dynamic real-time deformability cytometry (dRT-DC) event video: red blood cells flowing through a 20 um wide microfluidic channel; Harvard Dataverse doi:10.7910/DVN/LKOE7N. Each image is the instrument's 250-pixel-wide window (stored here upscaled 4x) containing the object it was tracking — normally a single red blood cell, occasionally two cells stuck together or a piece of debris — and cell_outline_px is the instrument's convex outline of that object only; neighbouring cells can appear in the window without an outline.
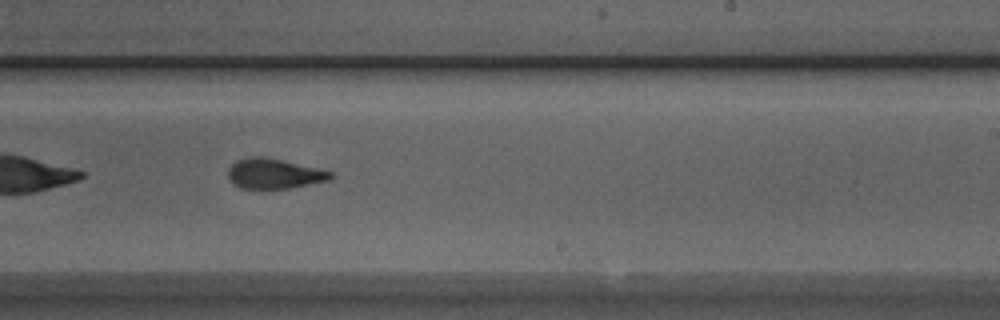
{"species": "Egyptian fruit bat (a non-hibernating species)", "species_latin": "Rousettus aegyptiacus", "temperature_condition": "room temperature", "stored_images_in_passage": 38, "camera_frame_rate_fps": 3000, "um_per_image_px": 0.085, "animal": {"sex": "male"}, "frame": {"image": 1, "passage_image": 17, "time_ms": 5.333, "image_size_px": [1000, 320], "cell_outline_px": [[332, 176], [328, 180], [288, 188], [240, 188], [232, 184], [228, 176], [228, 168], [236, 160], [248, 156], [264, 156], [332, 172]], "centroid_in_image_um": [23.21, 14.75], "position_along_channel_um": 265.8, "area_um2": 17.69}, "authors_computed_cell_mechanics": {"area_um2": 18.6405, "velocity_mm_per_s": 3.9702, "shape_relaxation_time_tau1_ms": 5.845, "shape_relaxation_time_tau2_ms": 1.6689, "deformation_change_tau1": 0.2011, "deformation_change_tau2": 0.0933}}